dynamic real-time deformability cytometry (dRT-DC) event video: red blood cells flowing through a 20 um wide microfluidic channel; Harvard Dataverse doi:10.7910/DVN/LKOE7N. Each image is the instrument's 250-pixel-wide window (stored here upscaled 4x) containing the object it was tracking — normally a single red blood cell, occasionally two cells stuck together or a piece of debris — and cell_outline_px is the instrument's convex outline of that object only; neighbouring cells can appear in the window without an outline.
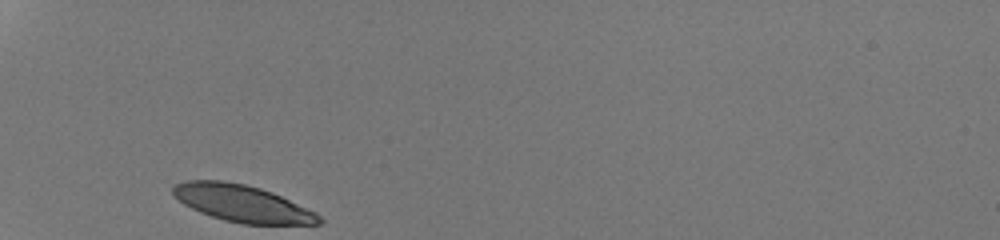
{"species": "human", "species_latin": "Homo sapiens", "temperature_condition": "room temperature", "stored_images_in_passage": 26, "camera_frame_rate_fps": 3000, "um_per_image_px": 0.085, "donor": {"sex": "male"}, "frame": {"image": 1, "passage_image": 1, "time_ms": 0.0, "image_size_px": [1000, 240], "cell_outline_px": [[324, 220], [320, 224], [240, 224], [224, 220], [200, 212], [184, 204], [172, 196], [172, 188], [176, 184], [188, 180], [224, 180], [244, 184], [260, 188], [272, 192], [316, 212]], "centroid_in_image_um": [20.59, 17.29], "position_along_channel_um": 64.4, "area_um2": 31.44}}
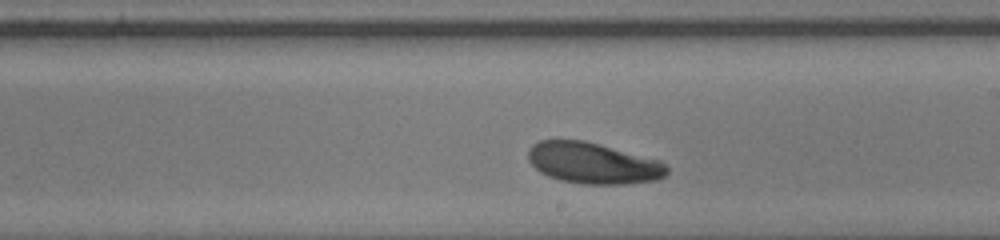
{"frame": {"image": 2, "passage_image": 15, "time_ms": 4.667, "image_size_px": [1000, 240], "cell_outline_px": [[668, 172], [664, 176], [656, 180], [624, 184], [584, 184], [560, 180], [548, 176], [540, 172], [528, 160], [528, 152], [532, 144], [540, 140], [584, 140], [660, 160], [668, 168]], "centroid_in_image_um": [50.4, 13.86], "position_along_channel_um": 238.6, "area_um2": 33.18}}
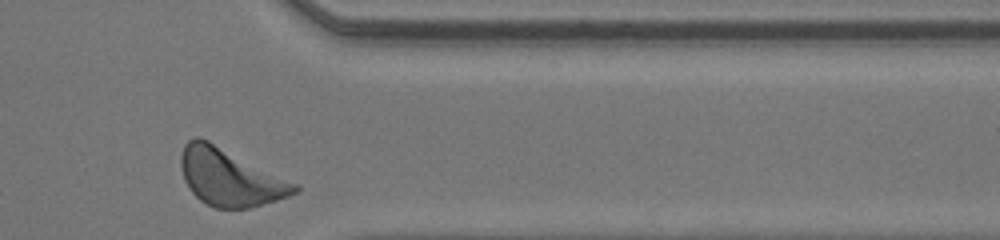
{"frame": {"image": 3, "passage_image": 26, "time_ms": 8.333, "image_size_px": [1000, 240], "cell_outline_px": [[300, 188], [296, 192], [288, 196], [276, 200], [248, 208], [216, 208], [200, 200], [188, 188], [184, 180], [180, 164], [180, 156], [184, 144], [188, 140], [196, 136], [200, 136], [300, 184]], "centroid_in_image_um": [19.54, 15.05], "position_along_channel_um": 391.9, "area_um2": 37.97}, "authors_computed_cell_mechanics": {"area_um2": 33.3217, "velocity_mm_per_s": 4.2365, "shape_relaxation_time_tau1_ms": 1.7055, "shape_relaxation_time_tau2_ms": null, "deformation_change_tau1": 0.0984, "deformation_change_tau2": null}}